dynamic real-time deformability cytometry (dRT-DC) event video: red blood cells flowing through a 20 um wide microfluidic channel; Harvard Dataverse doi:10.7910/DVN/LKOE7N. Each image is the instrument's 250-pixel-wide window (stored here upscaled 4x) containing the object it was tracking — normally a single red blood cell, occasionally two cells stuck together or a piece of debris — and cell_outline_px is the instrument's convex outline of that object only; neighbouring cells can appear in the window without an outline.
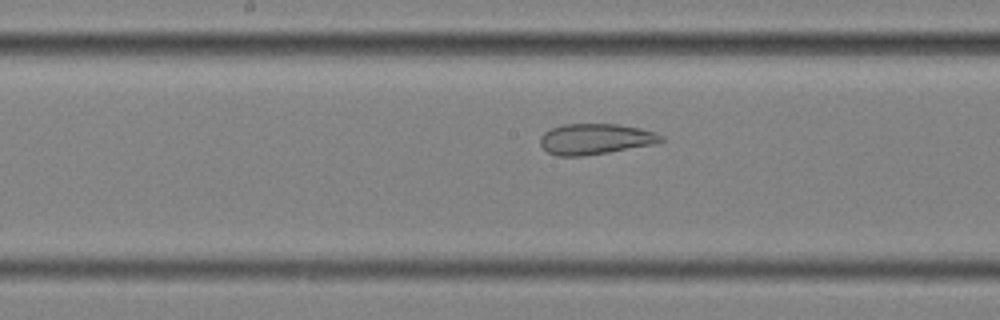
{"species": "common noctule bat (a hibernating species)", "species_latin": "Nyctalus noctula", "temperature_condition": "cold", "stored_images_in_passage": 55, "camera_frame_rate_fps": 3000, "um_per_image_px": 0.085, "animal": {"sex": "female", "body_mass_g": 25.1}, "frame": {"image": 1, "passage_image": 28, "time_ms": 9.0, "image_size_px": [1000, 320], "cell_outline_px": [[664, 140], [656, 144], [584, 156], [556, 156], [548, 152], [540, 144], [540, 136], [544, 132], [552, 128], [564, 124], [620, 124], [640, 128], [656, 132], [664, 136]], "centroid_in_image_um": [50.63, 11.81], "position_along_channel_um": 197.6, "area_um2": 21.79}}
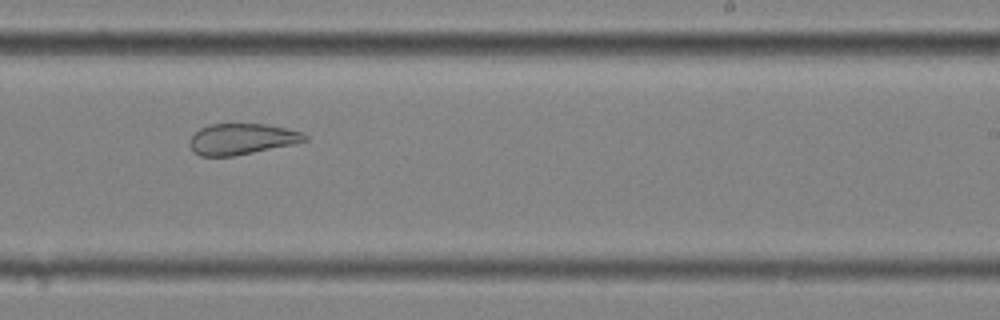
{"frame": {"image": 2, "passage_image": 34, "time_ms": 11.0, "image_size_px": [1000, 320], "cell_outline_px": [[308, 140], [292, 144], [232, 156], [200, 156], [192, 148], [192, 136], [200, 128], [212, 124], [264, 124], [304, 132], [308, 136]], "centroid_in_image_um": [20.6, 11.81], "position_along_channel_um": 268.4, "area_um2": 20.29}}
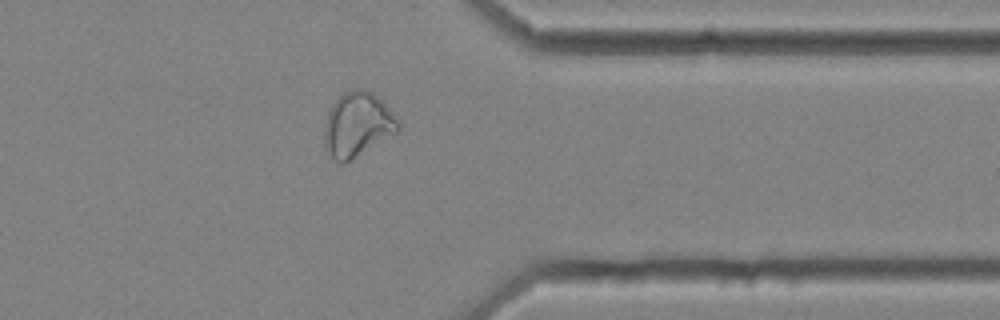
{"frame": {"image": 3, "passage_image": 44, "time_ms": 14.333, "image_size_px": [1000, 320], "cell_outline_px": [[400, 132], [344, 164], [340, 164], [324, 152], [324, 124], [328, 112], [332, 104], [348, 88], [364, 88], [372, 92], [400, 120]], "centroid_in_image_um": [30.38, 10.62], "position_along_channel_um": 381.0, "area_um2": 28.44}, "authors_computed_cell_mechanics": {"area_um2": 29.189, "velocity_mm_per_s": 3.5549, "shape_relaxation_time_tau1_ms": null, "shape_relaxation_time_tau2_ms": 2.193, "deformation_change_tau1": null, "deformation_change_tau2": 0.1008}}